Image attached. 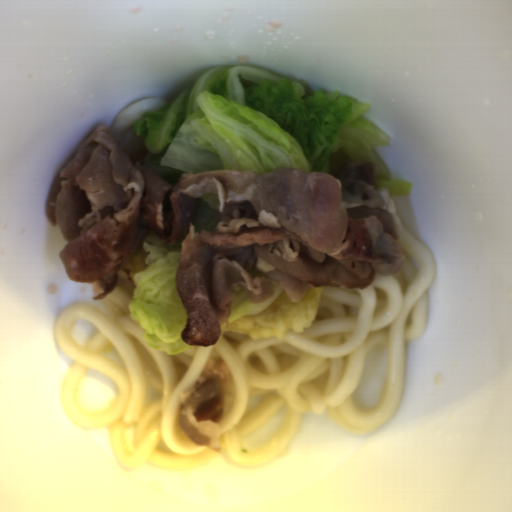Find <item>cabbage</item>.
Masks as SVG:
<instances>
[{
    "instance_id": "2",
    "label": "cabbage",
    "mask_w": 512,
    "mask_h": 512,
    "mask_svg": "<svg viewBox=\"0 0 512 512\" xmlns=\"http://www.w3.org/2000/svg\"><path fill=\"white\" fill-rule=\"evenodd\" d=\"M141 243L146 252L145 266L133 275L135 290L128 308L145 329L144 344L168 355L182 354L195 346L181 337L188 320L176 286L182 240L164 244L152 232Z\"/></svg>"
},
{
    "instance_id": "3",
    "label": "cabbage",
    "mask_w": 512,
    "mask_h": 512,
    "mask_svg": "<svg viewBox=\"0 0 512 512\" xmlns=\"http://www.w3.org/2000/svg\"><path fill=\"white\" fill-rule=\"evenodd\" d=\"M220 201L219 195L207 193L194 201L192 224L195 233L202 230L213 233L219 222Z\"/></svg>"
},
{
    "instance_id": "1",
    "label": "cabbage",
    "mask_w": 512,
    "mask_h": 512,
    "mask_svg": "<svg viewBox=\"0 0 512 512\" xmlns=\"http://www.w3.org/2000/svg\"><path fill=\"white\" fill-rule=\"evenodd\" d=\"M370 108L264 68L216 64L167 105L144 111L133 131L144 138V166L174 187L183 173L210 170L328 174L332 156L345 152L373 165L378 189L406 197L413 183L391 178L377 151L390 137L364 117Z\"/></svg>"
},
{
    "instance_id": "4",
    "label": "cabbage",
    "mask_w": 512,
    "mask_h": 512,
    "mask_svg": "<svg viewBox=\"0 0 512 512\" xmlns=\"http://www.w3.org/2000/svg\"><path fill=\"white\" fill-rule=\"evenodd\" d=\"M251 305L252 303L247 290L241 287L238 292L236 291L230 302L231 312L226 325L244 316L250 309Z\"/></svg>"
}]
</instances>
